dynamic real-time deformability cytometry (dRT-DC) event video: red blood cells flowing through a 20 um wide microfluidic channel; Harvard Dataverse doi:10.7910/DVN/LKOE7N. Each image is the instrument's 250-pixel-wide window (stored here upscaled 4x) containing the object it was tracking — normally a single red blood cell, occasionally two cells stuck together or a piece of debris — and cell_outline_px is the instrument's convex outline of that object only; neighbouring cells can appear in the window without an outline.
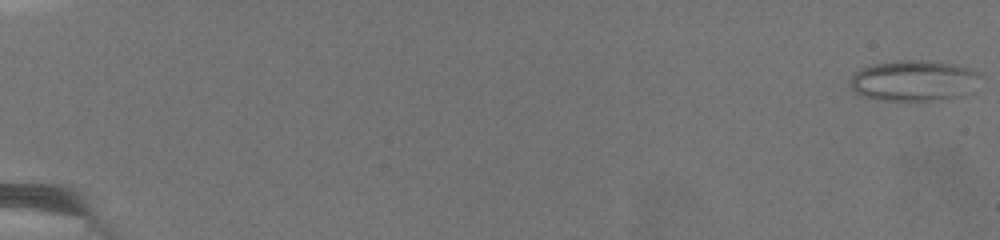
{"species": "common noctule bat (a hibernating species)", "species_latin": "Nyctalus noctula", "temperature_condition": "warm", "stored_images_in_passage": 78, "camera_frame_rate_fps": 3000, "um_per_image_px": 0.085, "animal": {"sex": "female", "body_mass_g": 19.5, "forearm_length_mm": 54.1}, "frame": {"image": 1, "passage_image": 1, "time_ms": 0.0, "image_size_px": [1000, 240], "cell_outline_px": [[980, 72], [964, 96], [932, 100], [880, 100], [864, 96], [856, 92], [852, 88], [848, 80], [860, 68], [872, 64], [952, 64], [968, 68]], "centroid_in_image_um": [77.59, 6.92], "position_along_channel_um": 7.4, "area_um2": 28.9}}
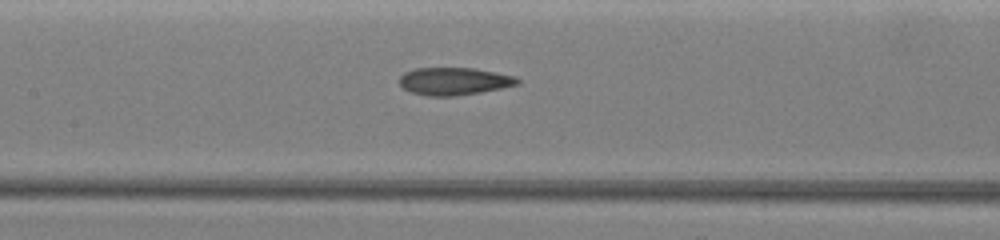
{"frame": {"image": 2, "passage_image": 55, "time_ms": 8.667, "image_size_px": [1000, 240], "cell_outline_px": [[520, 84], [480, 92], [456, 96], [428, 96], [412, 92], [404, 88], [400, 84], [400, 76], [404, 72], [412, 68], [476, 68], [496, 72], [512, 76], [520, 80]], "centroid_in_image_um": [38.58, 6.9], "position_along_channel_um": 168.8, "area_um2": 18.9}}
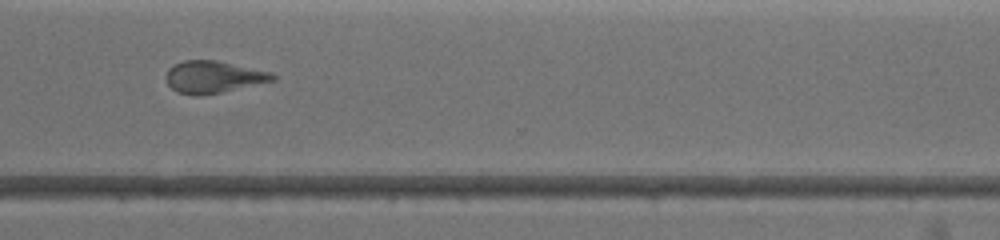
{"frame": {"image": 3, "passage_image": 77, "time_ms": 13.0, "image_size_px": [1000, 240], "cell_outline_px": [[276, 80], [220, 92], [196, 96], [192, 96], [176, 92], [164, 80], [164, 76], [168, 68], [172, 64], [184, 60], [216, 60], [272, 72], [276, 76]], "centroid_in_image_um": [18.08, 6.53], "position_along_channel_um": 352.5, "area_um2": 20.11}}